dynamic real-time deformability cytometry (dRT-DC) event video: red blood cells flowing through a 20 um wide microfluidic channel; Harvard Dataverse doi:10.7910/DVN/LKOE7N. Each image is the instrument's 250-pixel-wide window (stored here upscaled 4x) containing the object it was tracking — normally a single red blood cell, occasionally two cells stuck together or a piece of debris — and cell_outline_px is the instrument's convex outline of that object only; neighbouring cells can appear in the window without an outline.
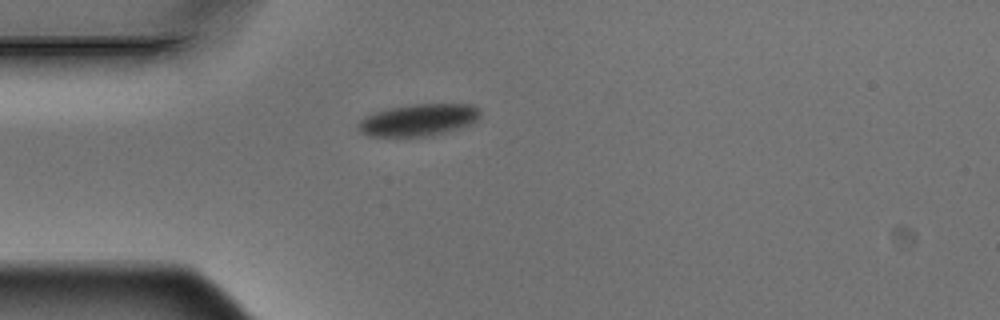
{"species": "Egyptian fruit bat (a non-hibernating species)", "species_latin": "Rousettus aegyptiacus", "temperature_condition": "warm", "stored_images_in_passage": 1, "camera_frame_rate_fps": 3000, "um_per_image_px": 0.085, "animal": {"sex": "male"}, "frame": {"image": 1, "passage_image": 1, "time_ms": 0.0, "image_size_px": [1000, 320], "cell_outline_px": [[480, 116], [472, 124], [460, 128], [428, 136], [368, 136], [360, 132], [356, 128], [356, 124], [364, 116], [372, 112], [388, 108], [412, 104], [472, 104], [480, 108]], "centroid_in_image_um": [35.54, 10.19], "position_along_channel_um": 49.5, "area_um2": 23.0}}